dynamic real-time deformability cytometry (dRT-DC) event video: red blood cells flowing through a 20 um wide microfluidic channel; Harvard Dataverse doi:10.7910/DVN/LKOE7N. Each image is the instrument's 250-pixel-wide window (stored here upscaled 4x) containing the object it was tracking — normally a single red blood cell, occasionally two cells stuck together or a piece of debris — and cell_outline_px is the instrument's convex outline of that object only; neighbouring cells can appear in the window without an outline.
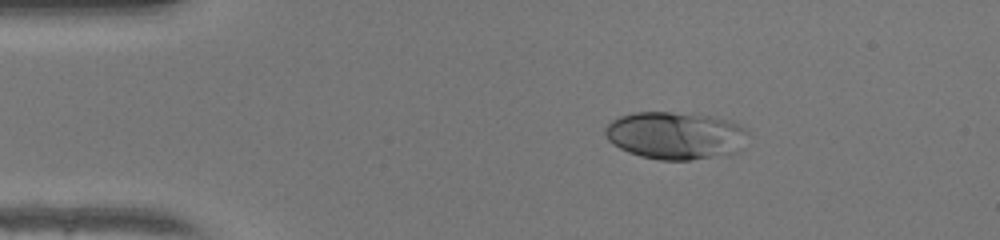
{"species": "human", "species_latin": "Homo sapiens", "temperature_condition": "warm", "stored_images_in_passage": 41, "camera_frame_rate_fps": 3000, "um_per_image_px": 0.085, "donor": {"sex": "female"}, "frame": {"image": 1, "passage_image": 1, "time_ms": 0.0, "image_size_px": [1000, 240], "cell_outline_px": [[748, 132], [740, 152], [732, 156], [692, 160], [660, 160], [640, 156], [628, 152], [612, 144], [604, 136], [604, 128], [612, 120], [620, 116], [636, 112], [672, 112], [712, 116], [728, 120], [740, 124], [748, 128]], "centroid_in_image_um": [57.46, 11.54], "position_along_channel_um": 27.5, "area_um2": 40.4}}
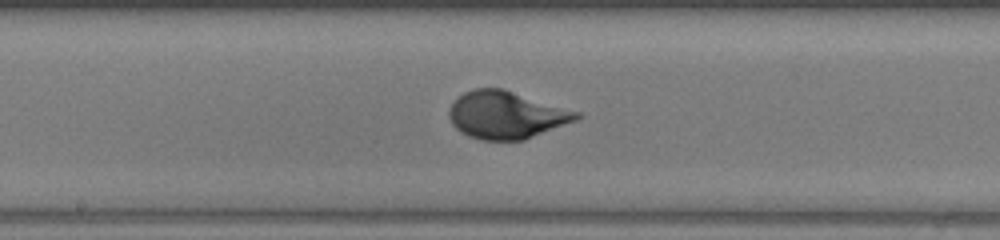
{"frame": {"image": 2, "passage_image": 18, "time_ms": 5.667, "image_size_px": [1000, 240], "cell_outline_px": [[584, 116], [576, 120], [524, 140], [480, 140], [468, 136], [460, 132], [452, 124], [448, 116], [448, 112], [452, 104], [464, 92], [472, 88], [504, 88], [580, 112]], "centroid_in_image_um": [43.03, 9.77], "position_along_channel_um": 205.2, "area_um2": 35.37}}
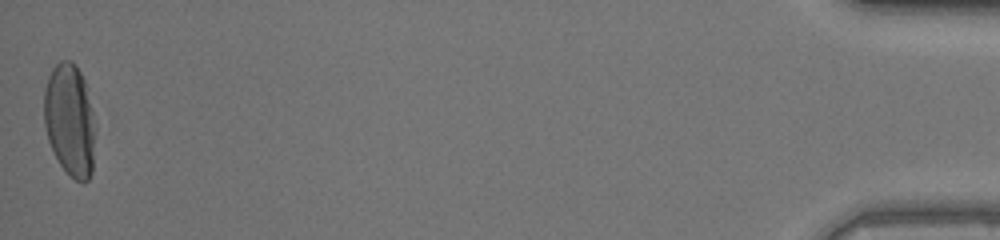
{"frame": {"image": 3, "passage_image": 41, "time_ms": 13.333, "image_size_px": [1000, 240], "cell_outline_px": [[96, 132], [92, 172], [88, 180], [76, 180], [60, 164], [48, 140], [44, 124], [44, 92], [48, 76], [52, 68], [60, 60], [68, 60], [76, 64], [88, 88], [96, 128]], "centroid_in_image_um": [5.96, 10.16], "position_along_channel_um": 429.2, "area_um2": 33.87}, "authors_computed_cell_mechanics": {"area_um2": 34.391, "velocity_mm_per_s": 4.2403, "shape_relaxation_time_tau1_ms": 3.6526, "shape_relaxation_time_tau2_ms": null, "deformation_change_tau1": 0.2085, "deformation_change_tau2": null}}